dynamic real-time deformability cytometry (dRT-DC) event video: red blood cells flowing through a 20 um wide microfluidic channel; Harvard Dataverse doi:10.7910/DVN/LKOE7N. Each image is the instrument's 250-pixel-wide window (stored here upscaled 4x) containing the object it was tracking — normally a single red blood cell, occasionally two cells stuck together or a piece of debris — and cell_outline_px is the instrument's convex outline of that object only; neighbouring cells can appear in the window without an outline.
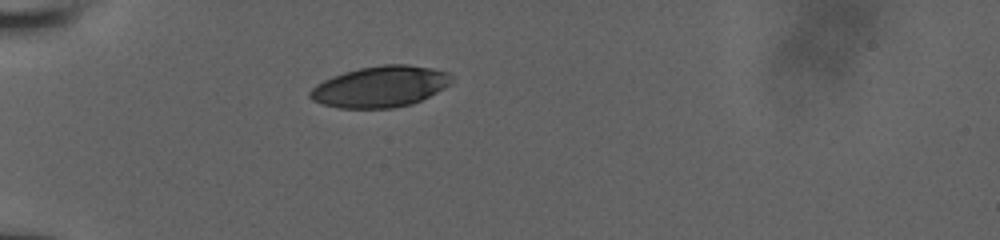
{"species": "human", "species_latin": "Homo sapiens", "temperature_condition": "room temperature", "stored_images_in_passage": 9, "camera_frame_rate_fps": 3000, "um_per_image_px": 0.085, "donor": {"sex": "male"}, "frame": {"image": 1, "passage_image": 1, "time_ms": 0.0, "image_size_px": [1000, 240], "cell_outline_px": [[452, 80], [444, 88], [412, 104], [392, 108], [340, 108], [324, 104], [312, 100], [308, 96], [308, 92], [316, 84], [332, 76], [344, 72], [360, 68], [384, 64], [408, 64], [432, 68], [448, 72], [452, 76]], "centroid_in_image_um": [32.31, 7.36], "position_along_channel_um": 52.7, "area_um2": 33.81}}
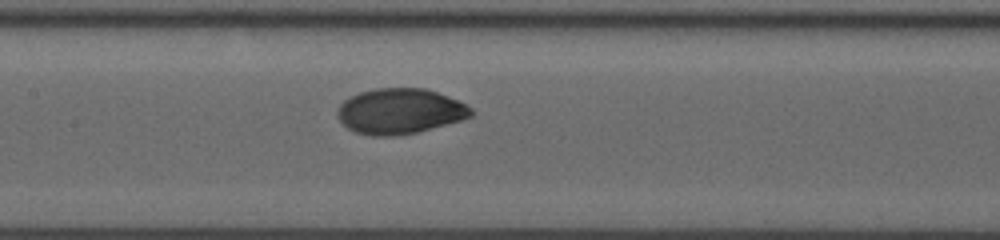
{"frame": {"image": 2, "passage_image": 6, "time_ms": 3.667, "image_size_px": [1000, 240], "cell_outline_px": [[476, 112], [472, 116], [460, 120], [416, 132], [396, 136], [372, 136], [356, 132], [348, 128], [340, 120], [336, 112], [340, 104], [348, 96], [360, 92], [376, 88], [424, 88], [436, 92], [456, 100], [472, 108]], "centroid_in_image_um": [33.96, 9.45], "position_along_channel_um": 173.4, "area_um2": 35.2}}
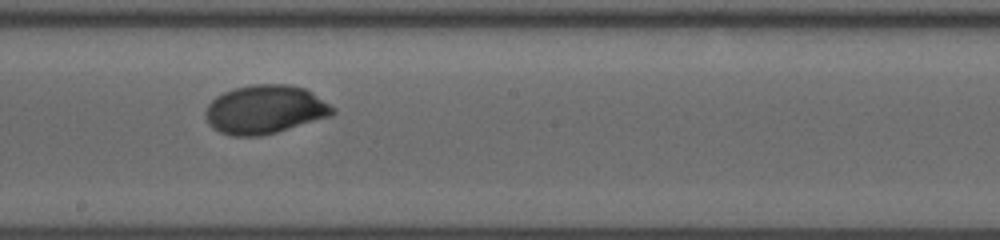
{"frame": {"image": 3, "passage_image": 8, "time_ms": 5.0, "image_size_px": [1000, 240], "cell_outline_px": [[336, 112], [332, 116], [276, 132], [260, 136], [232, 136], [220, 132], [212, 128], [208, 124], [204, 112], [208, 104], [216, 96], [224, 92], [236, 88], [252, 84], [288, 84], [304, 88], [312, 92], [336, 108]], "centroid_in_image_um": [22.53, 9.31], "position_along_channel_um": 225.7, "area_um2": 36.24}}